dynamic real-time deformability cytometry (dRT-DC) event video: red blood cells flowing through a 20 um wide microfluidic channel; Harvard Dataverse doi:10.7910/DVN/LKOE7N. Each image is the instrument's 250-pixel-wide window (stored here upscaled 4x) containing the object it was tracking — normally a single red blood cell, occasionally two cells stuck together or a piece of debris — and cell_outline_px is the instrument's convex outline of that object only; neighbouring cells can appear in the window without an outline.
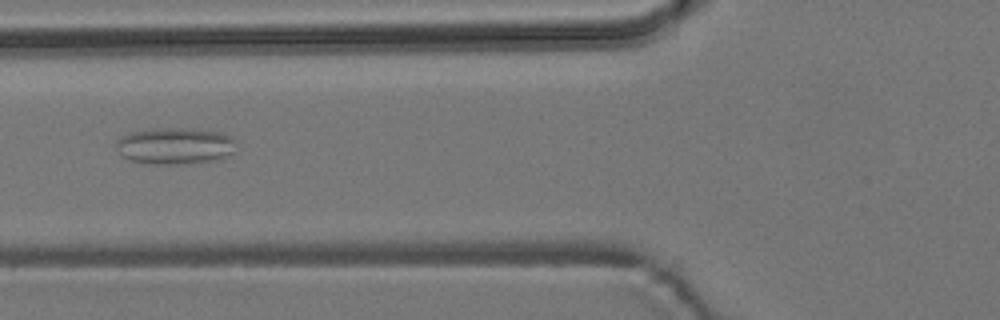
{"species": "common noctule bat (a hibernating species)", "species_latin": "Nyctalus noctula", "temperature_condition": "room temperature", "stored_images_in_passage": 3, "camera_frame_rate_fps": 3000, "um_per_image_px": 0.085, "animal": {"sex": "male", "body_mass_g": 19.2, "forearm_length_mm": 51.8}, "frame": {"image": 1, "passage_image": 3, "time_ms": 2.333, "image_size_px": [1000, 320], "cell_outline_px": [[236, 140], [232, 152], [228, 156], [212, 160], [180, 164], [156, 164], [132, 160], [124, 156], [116, 148], [116, 140], [120, 136], [128, 132], [156, 128], [192, 128], [216, 132], [232, 136]], "centroid_in_image_um": [14.85, 12.38], "position_along_channel_um": 110.9, "area_um2": 25.49}}